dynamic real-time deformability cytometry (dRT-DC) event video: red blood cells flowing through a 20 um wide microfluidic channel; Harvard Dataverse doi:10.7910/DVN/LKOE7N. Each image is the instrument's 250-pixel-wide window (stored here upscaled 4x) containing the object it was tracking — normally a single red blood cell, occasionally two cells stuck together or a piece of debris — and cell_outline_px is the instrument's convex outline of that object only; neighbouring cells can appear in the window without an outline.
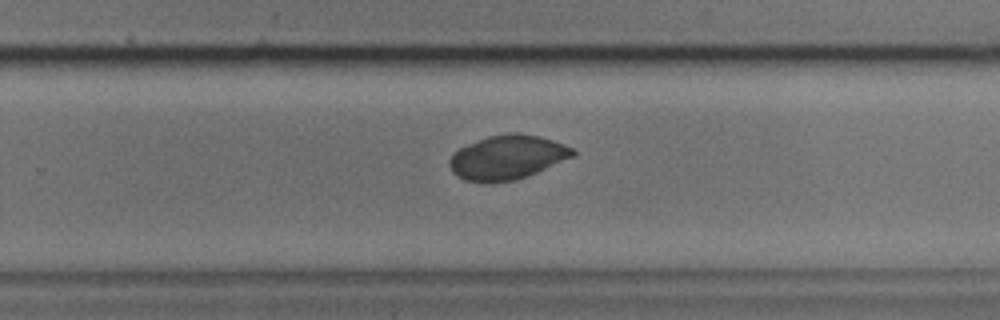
{"species": "common noctule bat (a hibernating species)", "species_latin": "Nyctalus noctula", "temperature_condition": "cold", "stored_images_in_passage": 36, "camera_frame_rate_fps": 3000, "um_per_image_px": 0.085, "animal": {"sex": "male", "body_mass_g": 17.9, "forearm_length_mm": 54.2}, "frame": {"image": 1, "passage_image": 18, "time_ms": 5.667, "image_size_px": [1000, 320], "cell_outline_px": [[576, 156], [528, 176], [516, 180], [488, 184], [484, 184], [464, 180], [456, 176], [452, 172], [448, 164], [448, 160], [452, 152], [460, 148], [488, 136], [512, 132], [516, 132], [540, 136], [552, 140], [572, 148], [576, 152]], "centroid_in_image_um": [43.1, 13.4], "position_along_channel_um": 286.7, "area_um2": 32.31}}
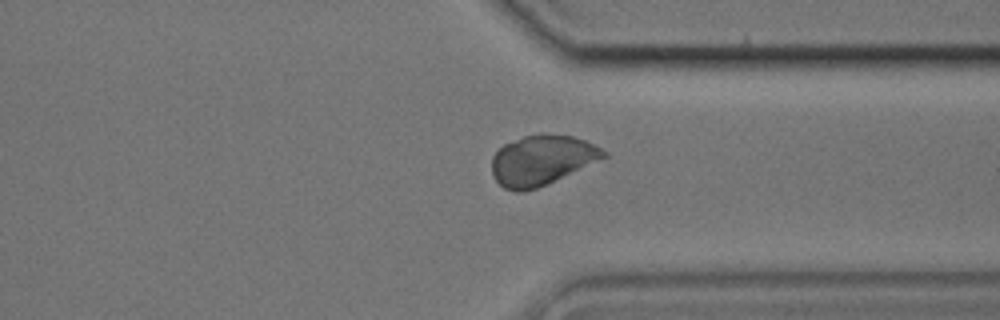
{"frame": {"image": 2, "passage_image": 24, "time_ms": 7.667, "image_size_px": [1000, 320], "cell_outline_px": [[608, 156], [536, 188], [524, 192], [516, 192], [504, 188], [496, 180], [492, 172], [492, 156], [504, 144], [524, 136], [544, 132], [572, 136], [584, 140], [608, 152]], "centroid_in_image_um": [46.03, 13.59], "position_along_channel_um": 365.4, "area_um2": 32.25}}
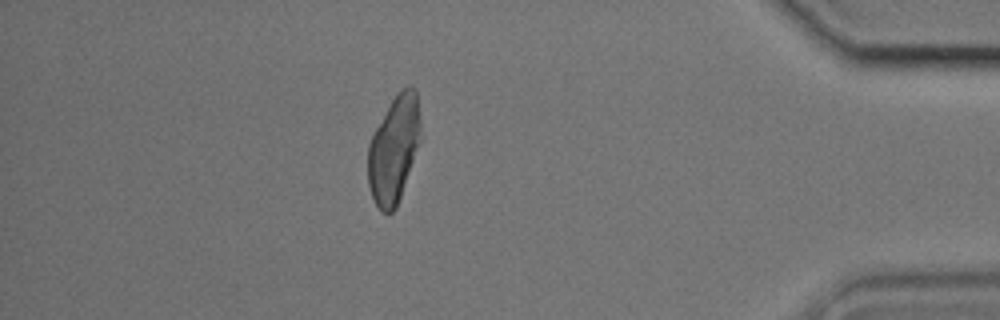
{"frame": {"image": 3, "passage_image": 30, "time_ms": 9.667, "image_size_px": [1000, 320], "cell_outline_px": [[420, 140], [396, 208], [388, 216], [380, 212], [372, 196], [368, 184], [368, 144], [376, 128], [396, 92], [404, 88], [416, 88], [420, 120]], "centroid_in_image_um": [33.47, 12.72], "position_along_channel_um": 401.7, "area_um2": 32.48}}